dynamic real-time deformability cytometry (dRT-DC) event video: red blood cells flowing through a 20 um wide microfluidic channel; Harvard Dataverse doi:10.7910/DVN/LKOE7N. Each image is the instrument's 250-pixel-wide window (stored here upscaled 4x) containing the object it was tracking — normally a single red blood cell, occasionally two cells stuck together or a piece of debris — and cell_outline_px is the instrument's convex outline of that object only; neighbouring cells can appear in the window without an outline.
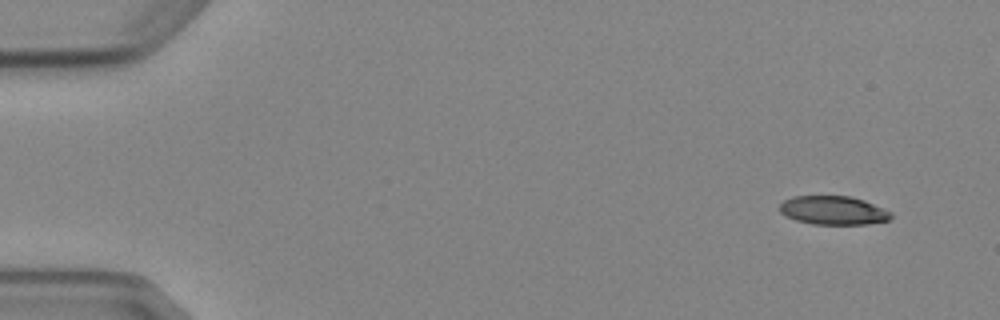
{"species": "Egyptian fruit bat (a non-hibernating species)", "species_latin": "Rousettus aegyptiacus", "temperature_condition": "cold", "stored_images_in_passage": 8, "camera_frame_rate_fps": 3000, "um_per_image_px": 0.085, "animal": {"sex": "female"}, "frame": {"image": 1, "passage_image": 1, "time_ms": 0.0, "image_size_px": [1000, 320], "cell_outline_px": [[892, 216], [888, 220], [868, 224], [812, 224], [796, 220], [784, 216], [780, 212], [780, 204], [784, 200], [792, 196], [852, 196], [864, 200], [892, 212]], "centroid_in_image_um": [70.81, 17.88], "position_along_channel_um": 14.2, "area_um2": 18.67}}
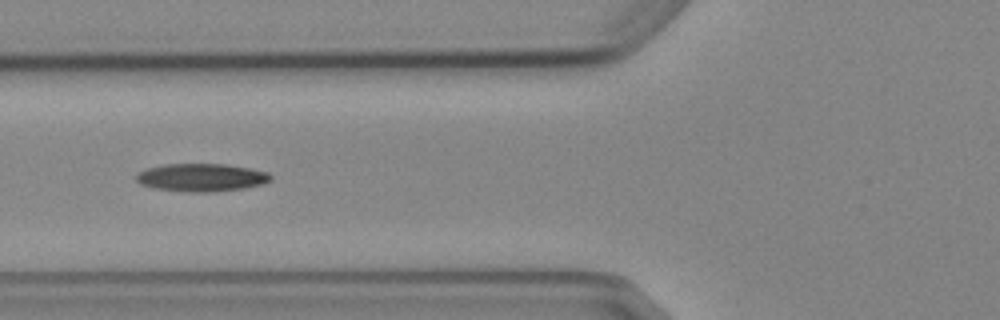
{"frame": {"image": 2, "passage_image": 6, "time_ms": 5.667, "image_size_px": [1000, 320], "cell_outline_px": [[272, 180], [264, 184], [244, 188], [212, 192], [188, 192], [152, 188], [140, 184], [136, 180], [136, 176], [140, 172], [148, 168], [164, 164], [224, 164], [252, 168], [268, 172], [272, 176]], "centroid_in_image_um": [17.16, 15.09], "position_along_channel_um": 108.6, "area_um2": 22.02}}